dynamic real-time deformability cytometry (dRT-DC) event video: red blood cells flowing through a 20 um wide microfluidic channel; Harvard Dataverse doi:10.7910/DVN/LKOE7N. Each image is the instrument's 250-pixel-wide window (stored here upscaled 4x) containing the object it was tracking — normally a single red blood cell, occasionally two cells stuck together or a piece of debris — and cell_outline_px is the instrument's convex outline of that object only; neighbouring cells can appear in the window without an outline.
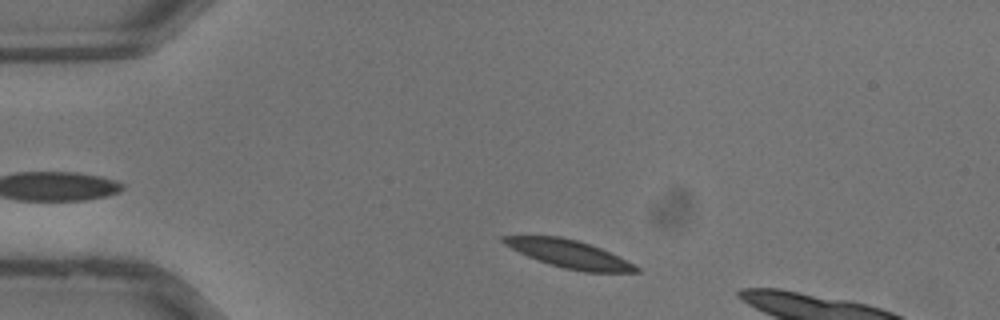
{"species": "common noctule bat (a hibernating species)", "species_latin": "Nyctalus noctula", "temperature_condition": "warm", "stored_images_in_passage": 27, "camera_frame_rate_fps": 3000, "um_per_image_px": 0.085, "animal": {"sex": "male", "body_mass_g": 13.3}, "frame": {"image": 1, "passage_image": 2, "time_ms": 0.333, "image_size_px": [1000, 320], "cell_outline_px": [[640, 272], [584, 272], [564, 268], [548, 264], [528, 256], [504, 244], [500, 240], [500, 236], [560, 236], [576, 240], [600, 248], [640, 268]], "centroid_in_image_um": [48.34, 21.58], "position_along_channel_um": 36.7, "area_um2": 21.04}}
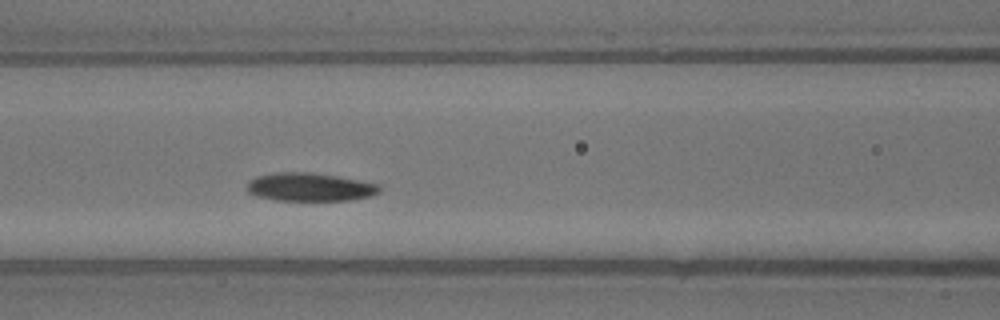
{"frame": {"image": 2, "passage_image": 10, "time_ms": 3.0, "image_size_px": [1000, 320], "cell_outline_px": [[380, 192], [368, 196], [348, 200], [276, 200], [256, 196], [248, 192], [248, 180], [256, 176], [276, 172], [308, 172], [336, 176], [360, 180], [380, 184]], "centroid_in_image_um": [26.31, 15.89], "position_along_channel_um": 140.3, "area_um2": 21.73}}
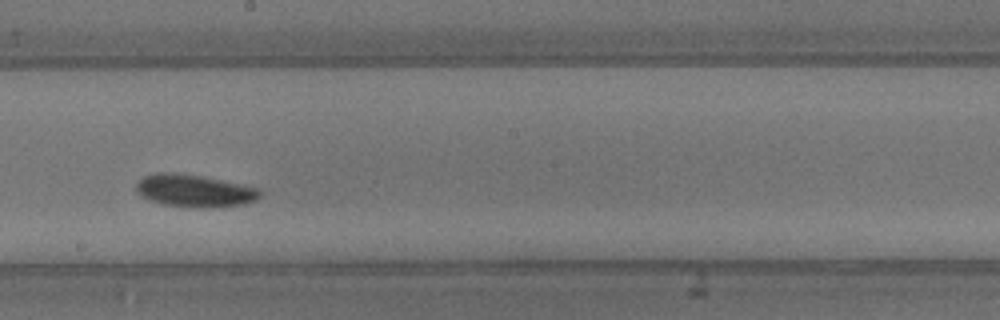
{"frame": {"image": 3, "passage_image": 15, "time_ms": 4.667, "image_size_px": [1000, 320], "cell_outline_px": [[260, 196], [256, 200], [244, 204], [208, 208], [196, 208], [164, 204], [148, 200], [140, 196], [136, 192], [136, 184], [144, 176], [156, 172], [172, 172], [200, 176], [260, 188]], "centroid_in_image_um": [16.5, 16.22], "position_along_channel_um": 231.7, "area_um2": 23.41}}